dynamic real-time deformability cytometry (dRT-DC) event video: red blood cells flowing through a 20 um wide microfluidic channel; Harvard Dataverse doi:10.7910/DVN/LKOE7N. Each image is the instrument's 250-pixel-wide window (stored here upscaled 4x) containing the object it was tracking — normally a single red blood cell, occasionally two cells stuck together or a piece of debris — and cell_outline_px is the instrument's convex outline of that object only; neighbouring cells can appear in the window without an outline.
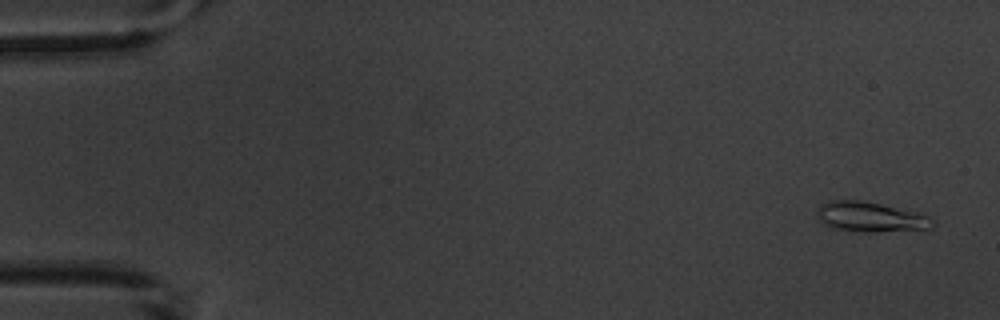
{"species": "common noctule bat (a hibernating species)", "species_latin": "Nyctalus noctula", "temperature_condition": "warm", "stored_images_in_passage": 6, "camera_frame_rate_fps": 3000, "um_per_image_px": 0.085, "animal": {"sex": "male", "body_mass_g": 20.1, "forearm_length_mm": 53.5}, "frame": {"image": 1, "passage_image": 1, "time_ms": 0.0, "image_size_px": [1000, 320], "cell_outline_px": [[936, 224], [932, 228], [876, 232], [848, 232], [832, 228], [824, 224], [816, 216], [816, 212], [820, 204], [828, 200], [860, 200], [880, 204], [928, 216], [936, 220]], "centroid_in_image_um": [73.93, 18.46], "position_along_channel_um": 11.1, "area_um2": 20.35}}